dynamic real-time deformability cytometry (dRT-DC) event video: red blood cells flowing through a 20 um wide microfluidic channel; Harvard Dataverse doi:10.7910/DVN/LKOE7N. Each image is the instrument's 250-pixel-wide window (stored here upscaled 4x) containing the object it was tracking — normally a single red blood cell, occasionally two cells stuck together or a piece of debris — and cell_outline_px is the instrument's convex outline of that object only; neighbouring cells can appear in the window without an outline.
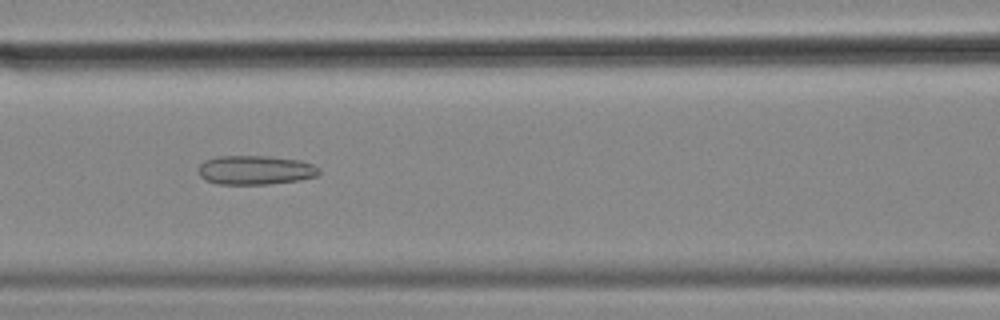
{"species": "common noctule bat (a hibernating species)", "species_latin": "Nyctalus noctula", "temperature_condition": "cold", "stored_images_in_passage": 55, "camera_frame_rate_fps": 3000, "um_per_image_px": 0.085, "animal": {"sex": "female", "body_mass_g": 18.4}, "frame": {"image": 1, "passage_image": 23, "time_ms": 7.333, "image_size_px": [1000, 320], "cell_outline_px": [[320, 172], [316, 176], [300, 180], [268, 184], [220, 184], [208, 180], [200, 176], [200, 164], [204, 160], [216, 156], [268, 156], [300, 160], [312, 164], [320, 168]], "centroid_in_image_um": [21.73, 14.45], "position_along_channel_um": 144.9, "area_um2": 20.4}}
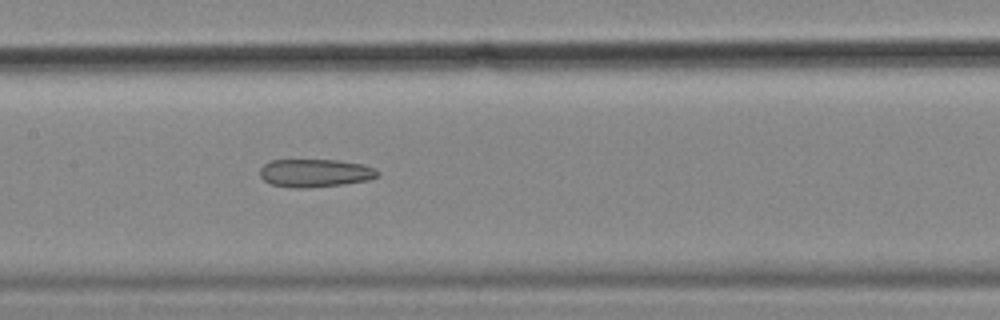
{"frame": {"image": 2, "passage_image": 26, "time_ms": 8.333, "image_size_px": [1000, 320], "cell_outline_px": [[380, 176], [368, 180], [344, 184], [304, 188], [292, 188], [272, 184], [264, 180], [260, 176], [260, 168], [264, 164], [272, 160], [336, 160], [360, 164], [372, 168], [380, 172]], "centroid_in_image_um": [26.77, 14.71], "position_along_channel_um": 180.6, "area_um2": 19.13}}
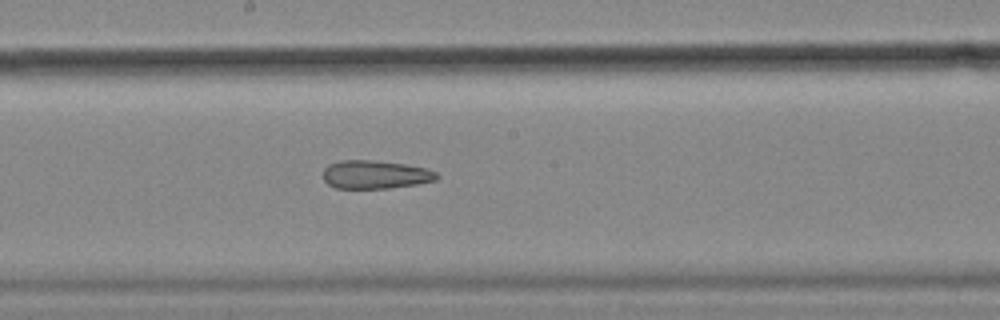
{"frame": {"image": 3, "passage_image": 29, "time_ms": 9.333, "image_size_px": [1000, 320], "cell_outline_px": [[440, 176], [436, 180], [416, 184], [388, 188], [336, 188], [328, 184], [324, 180], [324, 168], [328, 164], [340, 160], [372, 160], [404, 164], [428, 168], [436, 172]], "centroid_in_image_um": [31.9, 14.83], "position_along_channel_um": 216.3, "area_um2": 18.79}, "authors_computed_cell_mechanics": {"area_um2": 22.6576, "velocity_mm_per_s": 3.5886, "shape_relaxation_time_tau1_ms": null, "shape_relaxation_time_tau2_ms": 6.1395, "deformation_change_tau1": null, "deformation_change_tau2": 0.1769}}